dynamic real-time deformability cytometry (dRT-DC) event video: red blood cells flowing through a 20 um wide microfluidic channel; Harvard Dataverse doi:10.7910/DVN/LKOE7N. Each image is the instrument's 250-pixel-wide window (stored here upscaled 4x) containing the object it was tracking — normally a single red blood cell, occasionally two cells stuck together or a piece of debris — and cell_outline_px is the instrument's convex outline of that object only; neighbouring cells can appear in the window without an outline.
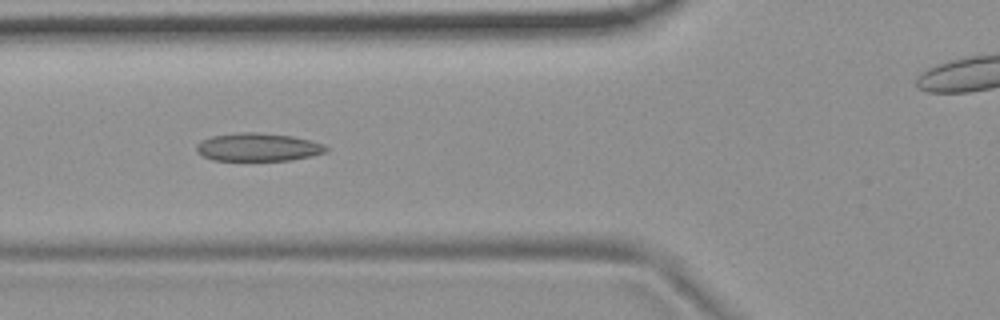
{"species": "common noctule bat (a hibernating species)", "species_latin": "Nyctalus noctula", "temperature_condition": "room temperature", "stored_images_in_passage": 22, "camera_frame_rate_fps": 3000, "um_per_image_px": 0.085, "animal": {"sex": "female", "body_mass_g": 19.9}, "frame": {"image": 1, "passage_image": 10, "time_ms": 3.0, "image_size_px": [1000, 320], "cell_outline_px": [[328, 152], [312, 156], [292, 160], [212, 160], [200, 156], [196, 152], [196, 144], [200, 140], [212, 136], [240, 132], [256, 132], [292, 136], [312, 140], [324, 144], [328, 148]], "centroid_in_image_um": [21.92, 12.51], "position_along_channel_um": 103.9, "area_um2": 21.5}}
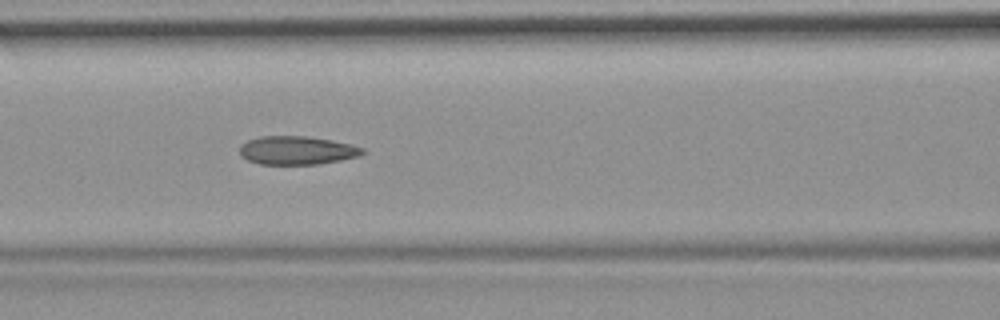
{"frame": {"image": 2, "passage_image": 13, "time_ms": 4.0, "image_size_px": [1000, 320], "cell_outline_px": [[364, 152], [360, 156], [340, 160], [316, 164], [260, 164], [248, 160], [240, 156], [240, 144], [248, 140], [260, 136], [304, 136], [332, 140], [352, 144], [364, 148]], "centroid_in_image_um": [25.23, 12.77], "position_along_channel_um": 141.4, "area_um2": 20.4}}